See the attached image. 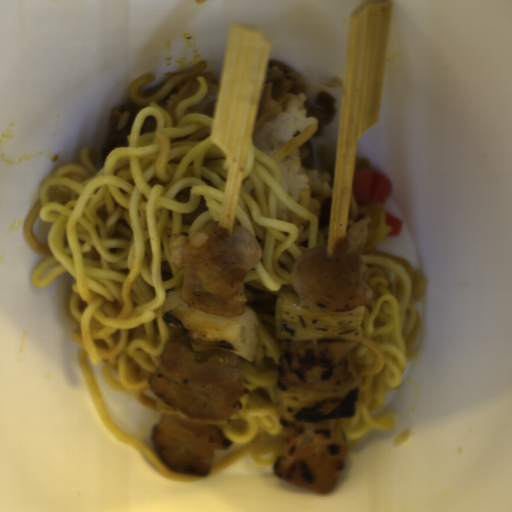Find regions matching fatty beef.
Listing matches in <instances>:
<instances>
[{
	"label": "fatty beef",
	"instance_id": "6575b59f",
	"mask_svg": "<svg viewBox=\"0 0 512 512\" xmlns=\"http://www.w3.org/2000/svg\"><path fill=\"white\" fill-rule=\"evenodd\" d=\"M297 149H300L301 166L304 169H314L316 156L309 140Z\"/></svg>",
	"mask_w": 512,
	"mask_h": 512
},
{
	"label": "fatty beef",
	"instance_id": "2513f850",
	"mask_svg": "<svg viewBox=\"0 0 512 512\" xmlns=\"http://www.w3.org/2000/svg\"><path fill=\"white\" fill-rule=\"evenodd\" d=\"M219 89V79H213V85L206 92L204 97L198 101L196 104L188 107L183 112L184 115L188 113H203L213 118L214 105L217 97Z\"/></svg>",
	"mask_w": 512,
	"mask_h": 512
},
{
	"label": "fatty beef",
	"instance_id": "1bbc456c",
	"mask_svg": "<svg viewBox=\"0 0 512 512\" xmlns=\"http://www.w3.org/2000/svg\"><path fill=\"white\" fill-rule=\"evenodd\" d=\"M144 106L138 105L133 100H129L121 106L112 110L108 122L107 134L104 145L101 150V162L105 163L109 153L116 148L128 147L127 136L130 135V129L137 118L140 110ZM128 111L130 113L126 126L121 130H116L119 118L122 113Z\"/></svg>",
	"mask_w": 512,
	"mask_h": 512
},
{
	"label": "fatty beef",
	"instance_id": "90047fb2",
	"mask_svg": "<svg viewBox=\"0 0 512 512\" xmlns=\"http://www.w3.org/2000/svg\"><path fill=\"white\" fill-rule=\"evenodd\" d=\"M318 229L324 230L331 220V196L324 201L318 214Z\"/></svg>",
	"mask_w": 512,
	"mask_h": 512
},
{
	"label": "fatty beef",
	"instance_id": "8fa450e3",
	"mask_svg": "<svg viewBox=\"0 0 512 512\" xmlns=\"http://www.w3.org/2000/svg\"><path fill=\"white\" fill-rule=\"evenodd\" d=\"M306 86L299 80L297 70L287 63L269 58L266 67L265 84L253 132L262 124L271 121L282 113Z\"/></svg>",
	"mask_w": 512,
	"mask_h": 512
},
{
	"label": "fatty beef",
	"instance_id": "9584ab52",
	"mask_svg": "<svg viewBox=\"0 0 512 512\" xmlns=\"http://www.w3.org/2000/svg\"><path fill=\"white\" fill-rule=\"evenodd\" d=\"M360 169L371 170L373 176L378 173V172L374 171L372 161L370 160L369 157L358 156L357 158H355L354 173Z\"/></svg>",
	"mask_w": 512,
	"mask_h": 512
},
{
	"label": "fatty beef",
	"instance_id": "5ad873be",
	"mask_svg": "<svg viewBox=\"0 0 512 512\" xmlns=\"http://www.w3.org/2000/svg\"><path fill=\"white\" fill-rule=\"evenodd\" d=\"M337 100L326 92H318L312 106L306 109V117H314L317 120V129L314 137H320L325 126L331 125L337 115Z\"/></svg>",
	"mask_w": 512,
	"mask_h": 512
},
{
	"label": "fatty beef",
	"instance_id": "626b1e2c",
	"mask_svg": "<svg viewBox=\"0 0 512 512\" xmlns=\"http://www.w3.org/2000/svg\"><path fill=\"white\" fill-rule=\"evenodd\" d=\"M154 131H156V118H154L153 116L146 117L143 120L141 128H140V132H139L140 136L149 134V133H153Z\"/></svg>",
	"mask_w": 512,
	"mask_h": 512
},
{
	"label": "fatty beef",
	"instance_id": "32593e17",
	"mask_svg": "<svg viewBox=\"0 0 512 512\" xmlns=\"http://www.w3.org/2000/svg\"><path fill=\"white\" fill-rule=\"evenodd\" d=\"M190 189L191 187L187 186L179 190L174 197L175 201L180 203L189 202Z\"/></svg>",
	"mask_w": 512,
	"mask_h": 512
},
{
	"label": "fatty beef",
	"instance_id": "f438e4f6",
	"mask_svg": "<svg viewBox=\"0 0 512 512\" xmlns=\"http://www.w3.org/2000/svg\"><path fill=\"white\" fill-rule=\"evenodd\" d=\"M193 77L191 78H188V79H184L183 81H181L180 83H178L177 85H175L171 91L162 99V101L158 104L163 110L165 111H169L172 104L174 103L175 99L177 98V96L179 95L180 91L182 90V88L192 79Z\"/></svg>",
	"mask_w": 512,
	"mask_h": 512
},
{
	"label": "fatty beef",
	"instance_id": "51303b74",
	"mask_svg": "<svg viewBox=\"0 0 512 512\" xmlns=\"http://www.w3.org/2000/svg\"><path fill=\"white\" fill-rule=\"evenodd\" d=\"M384 203H375L366 206H359L357 204V214L355 216V225L360 221L370 218L369 226H368V238L364 244V246L373 238L374 230L377 226L379 218L384 210Z\"/></svg>",
	"mask_w": 512,
	"mask_h": 512
},
{
	"label": "fatty beef",
	"instance_id": "7934fd38",
	"mask_svg": "<svg viewBox=\"0 0 512 512\" xmlns=\"http://www.w3.org/2000/svg\"><path fill=\"white\" fill-rule=\"evenodd\" d=\"M337 147L335 144H326L320 149V161L322 165V173L330 174L331 178L328 185L333 190L334 172L336 162ZM331 190V191H332Z\"/></svg>",
	"mask_w": 512,
	"mask_h": 512
}]
</instances>
